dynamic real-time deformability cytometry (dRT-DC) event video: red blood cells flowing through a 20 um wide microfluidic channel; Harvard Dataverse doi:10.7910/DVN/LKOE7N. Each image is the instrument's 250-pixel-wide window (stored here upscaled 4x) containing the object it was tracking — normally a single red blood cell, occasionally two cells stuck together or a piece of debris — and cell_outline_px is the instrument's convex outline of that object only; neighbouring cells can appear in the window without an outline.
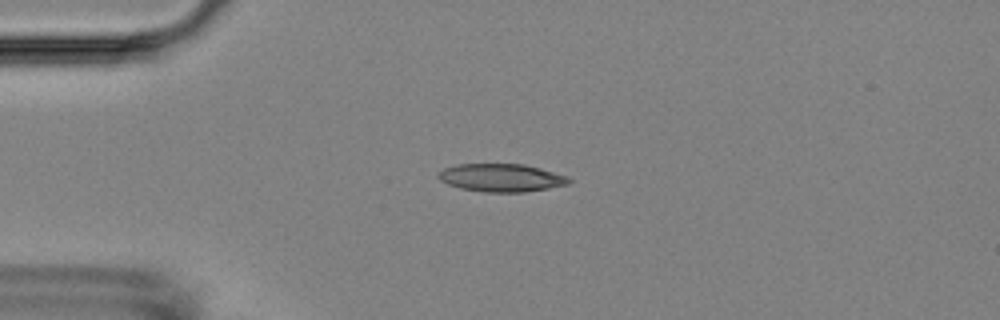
{"species": "Egyptian fruit bat (a non-hibernating species)", "species_latin": "Rousettus aegyptiacus", "temperature_condition": "room temperature", "stored_images_in_passage": 56, "camera_frame_rate_fps": 3000, "um_per_image_px": 0.085, "animal": {"sex": "female"}, "frame": {"image": 1, "passage_image": 14, "time_ms": 4.333, "image_size_px": [1000, 320], "cell_outline_px": [[572, 180], [568, 184], [548, 188], [524, 192], [484, 192], [460, 188], [448, 184], [440, 180], [436, 176], [444, 168], [456, 164], [524, 164], [540, 168], [568, 176]], "centroid_in_image_um": [42.61, 15.1], "position_along_channel_um": 42.4, "area_um2": 21.27}}
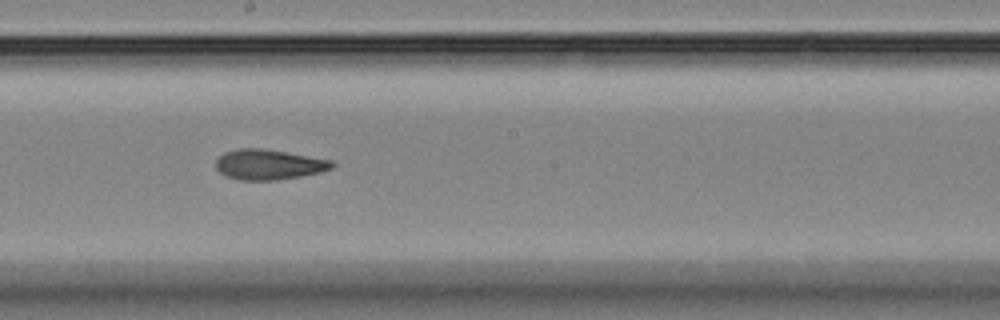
{"frame": {"image": 2, "passage_image": 31, "time_ms": 10.0, "image_size_px": [1000, 320], "cell_outline_px": [[336, 164], [332, 168], [320, 172], [300, 176], [276, 180], [240, 180], [224, 176], [216, 168], [216, 160], [224, 152], [236, 148], [260, 148], [332, 160]], "centroid_in_image_um": [22.81, 13.99], "position_along_channel_um": 225.4, "area_um2": 20.4}}
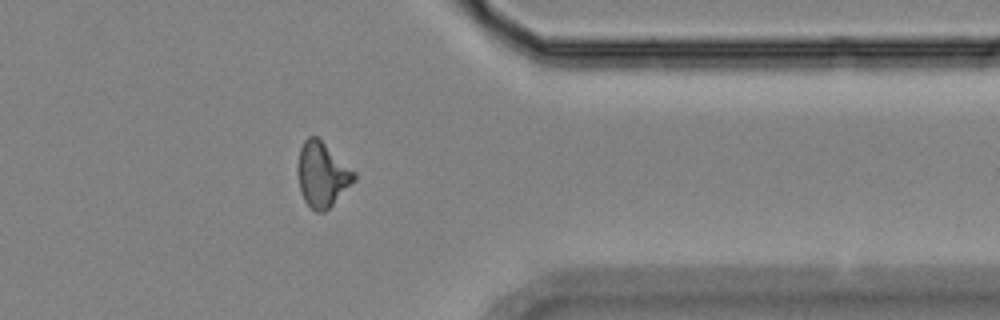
{"frame": {"image": 3, "passage_image": 45, "time_ms": 14.667, "image_size_px": [1000, 320], "cell_outline_px": [[356, 180], [324, 212], [316, 212], [304, 200], [300, 192], [296, 172], [296, 164], [300, 148], [304, 140], [308, 136], [316, 136], [356, 172]], "centroid_in_image_um": [27.35, 14.83], "position_along_channel_um": 384.0, "area_um2": 21.33}, "authors_computed_cell_mechanics": {"area_um2": 20.7502, "velocity_mm_per_s": 3.6168, "shape_relaxation_time_tau1_ms": 8.3607, "shape_relaxation_time_tau2_ms": 3.1226, "deformation_change_tau1": 0.1979, "deformation_change_tau2": 0.1183}}